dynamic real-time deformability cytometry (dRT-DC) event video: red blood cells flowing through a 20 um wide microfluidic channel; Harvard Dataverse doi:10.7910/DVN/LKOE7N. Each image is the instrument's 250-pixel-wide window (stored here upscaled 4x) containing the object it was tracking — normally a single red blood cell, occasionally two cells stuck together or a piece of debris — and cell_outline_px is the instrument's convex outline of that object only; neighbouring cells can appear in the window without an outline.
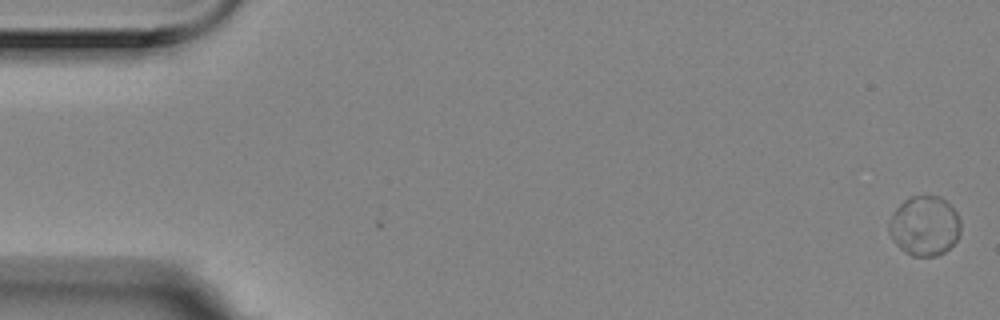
{"species": "Egyptian fruit bat (a non-hibernating species)", "species_latin": "Rousettus aegyptiacus", "temperature_condition": "room temperature", "stored_images_in_passage": 5, "camera_frame_rate_fps": 3000, "um_per_image_px": 0.085, "animal": {"sex": "female"}, "frame": {"image": 1, "passage_image": 1, "time_ms": 0.0, "image_size_px": [1000, 320], "cell_outline_px": [[960, 232], [956, 240], [944, 252], [936, 256], [912, 256], [904, 252], [896, 244], [888, 228], [888, 220], [896, 208], [908, 196], [940, 196], [956, 212], [960, 220]], "centroid_in_image_um": [78.57, 19.2], "position_along_channel_um": 6.4, "area_um2": 24.85}}
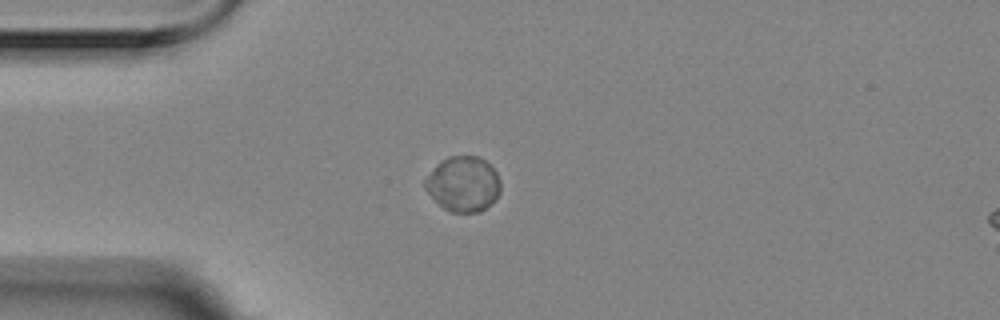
{"frame": {"image": 2, "passage_image": 5, "time_ms": 1.333, "image_size_px": [1000, 320], "cell_outline_px": [[500, 192], [480, 212], [452, 212], [444, 208], [424, 188], [424, 180], [436, 164], [448, 156], [476, 156], [484, 160], [496, 172], [500, 180]], "centroid_in_image_um": [39.35, 15.62], "position_along_channel_um": 45.6, "area_um2": 23.87}}